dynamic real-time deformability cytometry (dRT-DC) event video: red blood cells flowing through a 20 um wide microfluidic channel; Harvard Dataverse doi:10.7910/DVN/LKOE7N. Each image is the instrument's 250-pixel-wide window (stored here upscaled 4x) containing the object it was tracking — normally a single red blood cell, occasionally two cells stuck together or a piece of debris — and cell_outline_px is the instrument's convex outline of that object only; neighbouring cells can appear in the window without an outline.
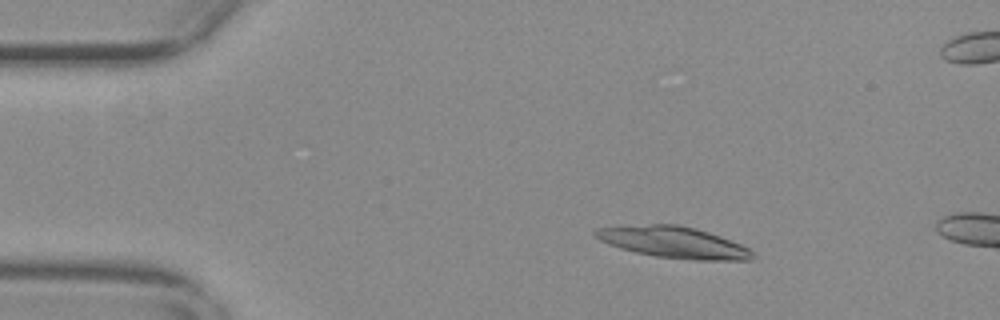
{"species": "common noctule bat (a hibernating species)", "species_latin": "Nyctalus noctula", "temperature_condition": "warm", "stored_images_in_passage": 17, "camera_frame_rate_fps": 3000, "um_per_image_px": 0.085, "animal": {"sex": "female", "body_mass_g": 29.2, "forearm_length_mm": 56.3}, "frame": {"image": 1, "passage_image": 10, "time_ms": 3.0, "image_size_px": [1000, 320], "cell_outline_px": [[756, 256], [752, 260], [696, 260], [656, 256], [636, 252], [620, 248], [608, 244], [600, 240], [592, 232], [596, 228], [652, 224], [676, 224], [696, 228], [720, 236], [740, 244], [756, 252]], "centroid_in_image_um": [57.29, 20.6], "position_along_channel_um": 27.7, "area_um2": 28.61}}